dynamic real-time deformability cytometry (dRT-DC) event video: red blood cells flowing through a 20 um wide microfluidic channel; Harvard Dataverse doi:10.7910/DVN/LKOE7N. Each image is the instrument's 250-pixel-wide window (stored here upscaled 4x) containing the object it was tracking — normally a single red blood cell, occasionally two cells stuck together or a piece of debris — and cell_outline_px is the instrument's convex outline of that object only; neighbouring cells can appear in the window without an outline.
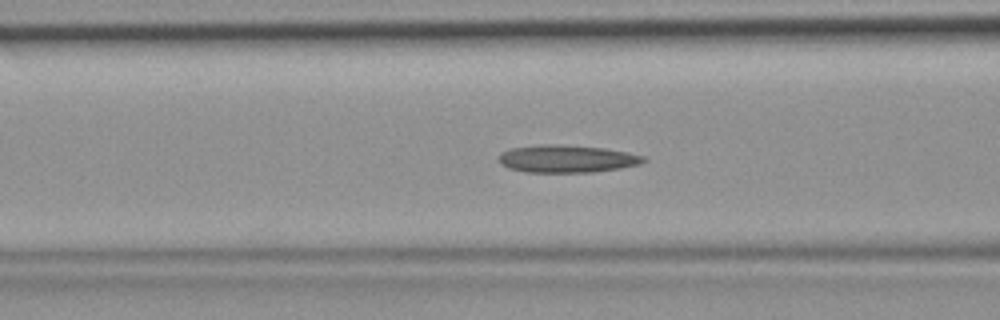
{"species": "common noctule bat (a hibernating species)", "species_latin": "Nyctalus noctula", "temperature_condition": "room temperature", "stored_images_in_passage": 35, "camera_frame_rate_fps": 3000, "um_per_image_px": 0.085, "animal": {"sex": "female", "body_mass_g": 19.9}, "frame": {"image": 1, "passage_image": 6, "time_ms": 1.667, "image_size_px": [1000, 320], "cell_outline_px": [[648, 160], [640, 164], [620, 168], [592, 172], [524, 172], [508, 168], [500, 164], [496, 156], [500, 152], [512, 148], [540, 144], [560, 144], [604, 148], [628, 152], [644, 156]], "centroid_in_image_um": [48.14, 13.49], "position_along_channel_um": 118.5, "area_um2": 23.52}}
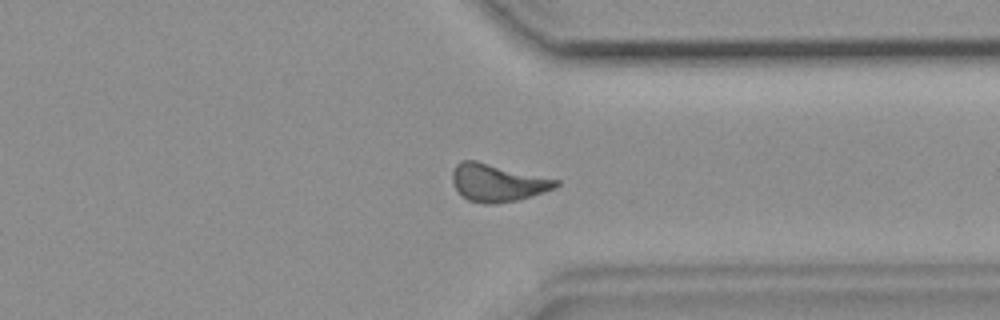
{"frame": {"image": 2, "passage_image": 24, "time_ms": 7.667, "image_size_px": [1000, 320], "cell_outline_px": [[560, 184], [556, 188], [532, 196], [516, 200], [492, 204], [484, 204], [468, 200], [456, 188], [452, 180], [452, 172], [456, 164], [460, 160], [476, 160], [560, 180]], "centroid_in_image_um": [42.3, 15.52], "position_along_channel_um": 369.1, "area_um2": 22.66}}
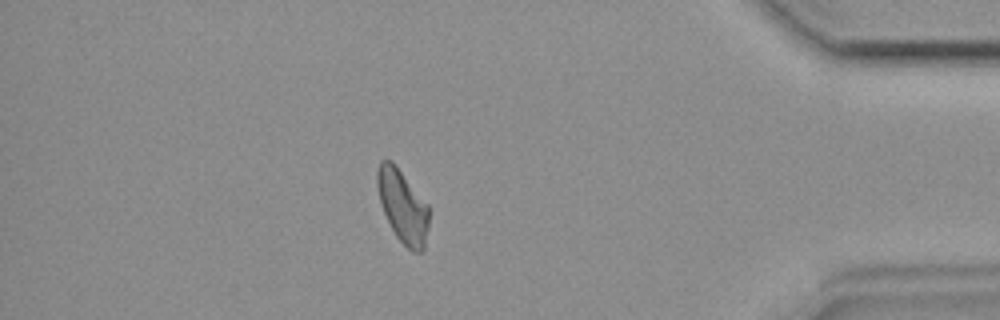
{"frame": {"image": 3, "passage_image": 29, "time_ms": 9.333, "image_size_px": [1000, 320], "cell_outline_px": [[428, 228], [424, 248], [420, 252], [412, 252], [396, 236], [380, 204], [376, 184], [376, 172], [380, 160], [392, 160], [428, 204]], "centroid_in_image_um": [34.21, 17.5], "position_along_channel_um": 401.0, "area_um2": 21.91}}